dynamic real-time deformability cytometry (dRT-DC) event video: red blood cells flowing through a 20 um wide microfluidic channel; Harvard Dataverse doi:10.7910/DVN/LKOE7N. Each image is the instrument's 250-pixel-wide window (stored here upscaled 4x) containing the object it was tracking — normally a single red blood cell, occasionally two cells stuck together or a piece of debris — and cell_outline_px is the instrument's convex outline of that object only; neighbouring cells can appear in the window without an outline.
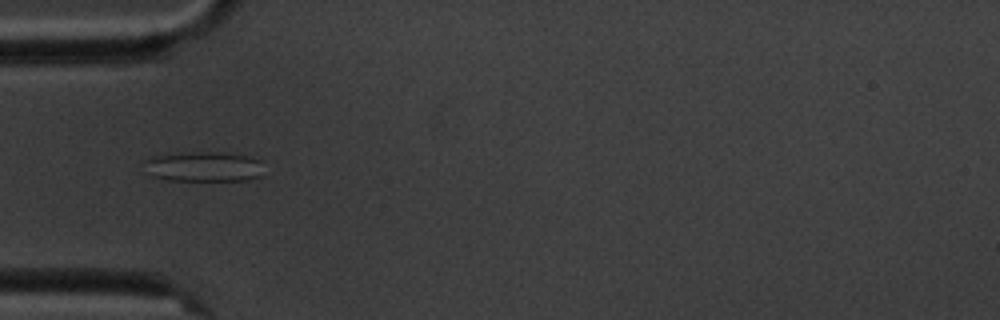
{"species": "common noctule bat (a hibernating species)", "species_latin": "Nyctalus noctula", "temperature_condition": "cold", "stored_images_in_passage": 6, "camera_frame_rate_fps": 3000, "um_per_image_px": 0.085, "animal": {"sex": "male", "body_mass_g": 20.1, "forearm_length_mm": 53.5}, "frame": {"image": 1, "passage_image": 5, "time_ms": 5.0, "image_size_px": [1000, 320], "cell_outline_px": [[260, 176], [248, 180], [168, 180], [152, 176], [140, 160], [152, 156], [180, 152], [220, 152], [248, 156], [260, 160]], "centroid_in_image_um": [17.23, 14.15], "position_along_channel_um": 67.8, "area_um2": 20.98}}
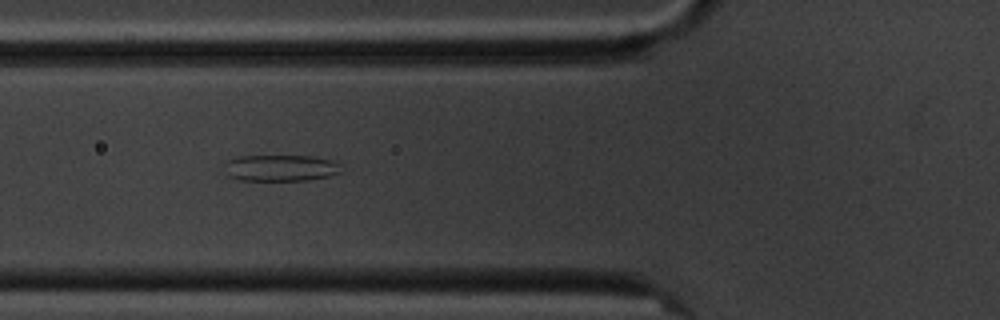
{"frame": {"image": 2, "passage_image": 6, "time_ms": 6.0, "image_size_px": [1000, 320], "cell_outline_px": [[340, 172], [328, 176], [308, 180], [240, 180], [228, 176], [224, 172], [224, 164], [228, 160], [240, 156], [312, 156], [332, 160], [340, 164]], "centroid_in_image_um": [23.81, 14.27], "position_along_channel_um": 102.0, "area_um2": 17.98}}